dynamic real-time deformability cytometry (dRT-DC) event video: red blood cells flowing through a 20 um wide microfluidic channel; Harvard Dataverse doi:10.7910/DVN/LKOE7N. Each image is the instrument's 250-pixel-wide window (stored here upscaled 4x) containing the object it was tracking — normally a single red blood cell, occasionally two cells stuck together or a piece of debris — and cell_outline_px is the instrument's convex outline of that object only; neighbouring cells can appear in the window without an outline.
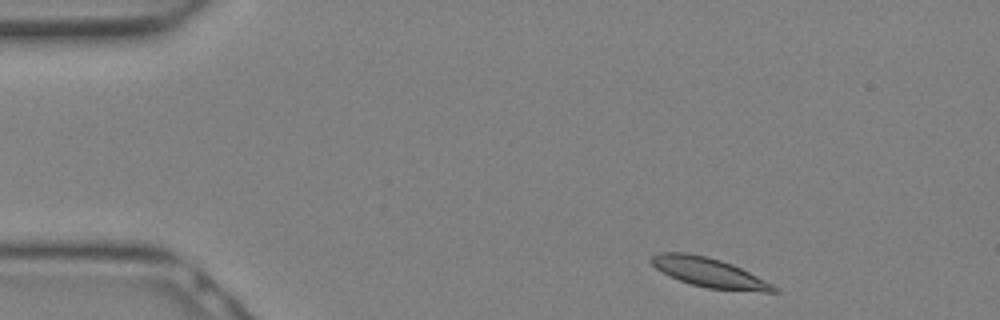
{"species": "Egyptian fruit bat (a non-hibernating species)", "species_latin": "Rousettus aegyptiacus", "temperature_condition": "warm", "stored_images_in_passage": 11, "camera_frame_rate_fps": 3000, "um_per_image_px": 0.085, "animal": {"sex": "female"}, "frame": {"image": 1, "passage_image": 1, "time_ms": 0.0, "image_size_px": [1000, 320], "cell_outline_px": [[780, 292], [764, 292], [708, 288], [692, 284], [668, 276], [656, 268], [648, 260], [652, 256], [660, 252], [684, 252], [704, 256], [720, 260], [732, 264], [780, 288]], "centroid_in_image_um": [60.26, 23.17], "position_along_channel_um": 24.7, "area_um2": 20.75}}
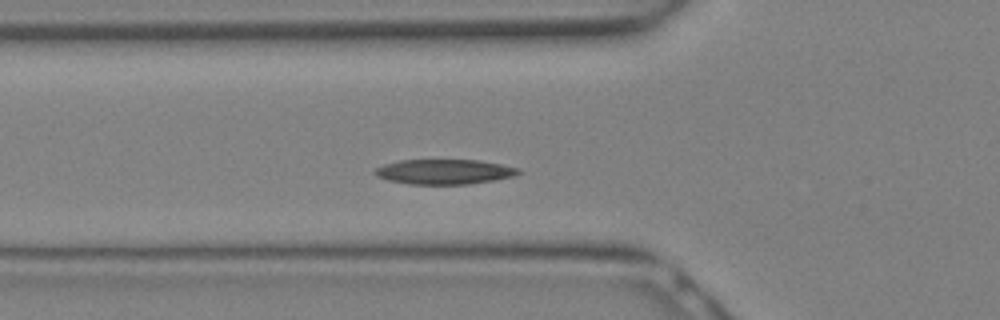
{"frame": {"image": 2, "passage_image": 7, "time_ms": 2.0, "image_size_px": [1000, 320], "cell_outline_px": [[520, 172], [516, 176], [468, 184], [412, 184], [388, 180], [376, 176], [372, 172], [376, 168], [384, 164], [400, 160], [480, 160], [520, 168]], "centroid_in_image_um": [37.76, 14.59], "position_along_channel_um": 88.0, "area_um2": 20.81}}
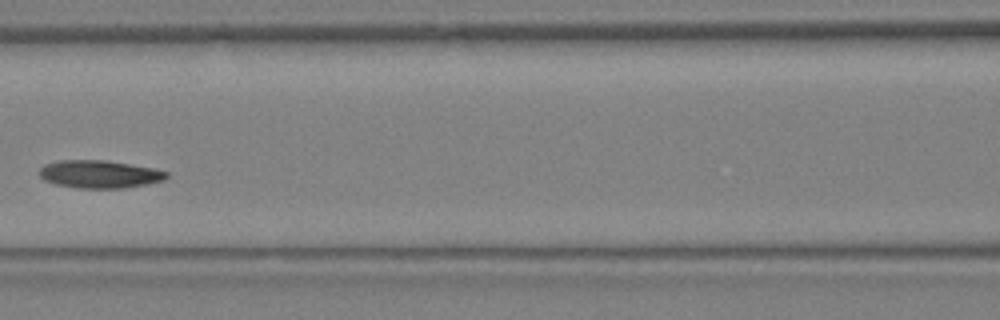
{"frame": {"image": 3, "passage_image": 10, "time_ms": 3.0, "image_size_px": [1000, 320], "cell_outline_px": [[168, 176], [164, 180], [148, 184], [124, 188], [76, 188], [56, 184], [44, 180], [36, 172], [44, 164], [60, 160], [104, 160], [152, 168], [168, 172]], "centroid_in_image_um": [8.42, 14.81], "position_along_channel_um": 158.2, "area_um2": 20.63}}